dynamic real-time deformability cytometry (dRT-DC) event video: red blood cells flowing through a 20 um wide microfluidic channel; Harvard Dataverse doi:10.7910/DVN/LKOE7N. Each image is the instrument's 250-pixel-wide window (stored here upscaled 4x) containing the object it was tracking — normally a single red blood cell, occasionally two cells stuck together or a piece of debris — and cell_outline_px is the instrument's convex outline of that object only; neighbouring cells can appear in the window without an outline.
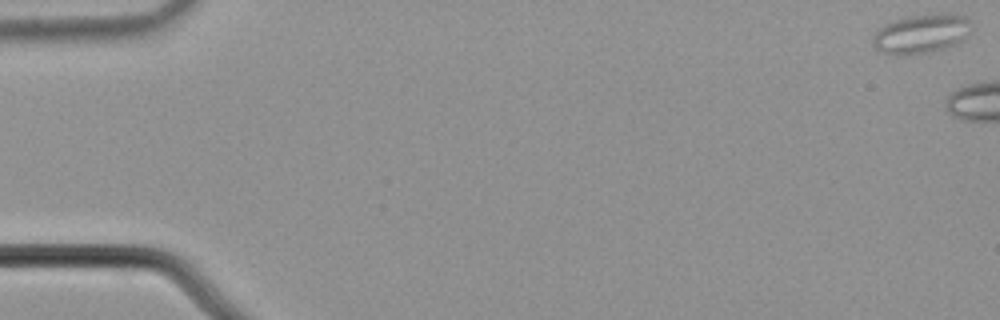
{"species": "common noctule bat (a hibernating species)", "species_latin": "Nyctalus noctula", "temperature_condition": "cold", "stored_images_in_passage": 6, "camera_frame_rate_fps": 3000, "um_per_image_px": 0.085, "animal": {"sex": "male", "body_mass_g": 21.5, "forearm_length_mm": 52.0}, "frame": {"image": 1, "passage_image": 1, "time_ms": 0.0, "image_size_px": [1000, 320], "cell_outline_px": [[972, 28], [968, 36], [964, 40], [956, 44], [932, 52], [908, 56], [896, 56], [880, 52], [872, 44], [872, 36], [884, 24], [904, 16], [940, 12], [948, 12], [964, 16], [972, 20]], "centroid_in_image_um": [78.34, 2.86], "position_along_channel_um": 6.7, "area_um2": 23.52}}